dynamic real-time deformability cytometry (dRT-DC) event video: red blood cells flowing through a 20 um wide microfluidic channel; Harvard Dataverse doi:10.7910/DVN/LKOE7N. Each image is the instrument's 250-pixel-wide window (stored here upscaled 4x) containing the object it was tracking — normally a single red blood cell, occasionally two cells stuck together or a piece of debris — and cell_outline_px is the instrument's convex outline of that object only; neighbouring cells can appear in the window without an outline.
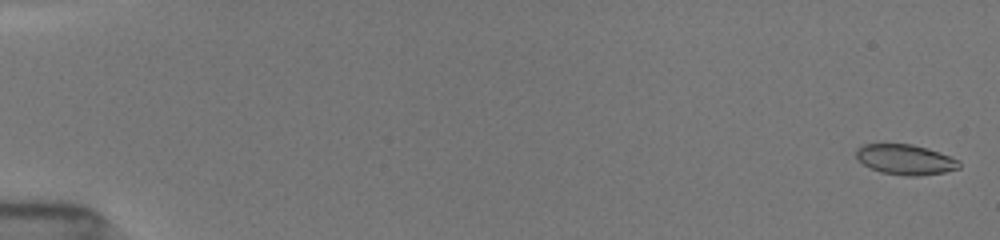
{"species": "common noctule bat (a hibernating species)", "species_latin": "Nyctalus noctula", "temperature_condition": "room temperature", "stored_images_in_passage": 13, "camera_frame_rate_fps": 3000, "um_per_image_px": 0.085, "animal": {"sex": "female", "body_mass_g": 19.5, "forearm_length_mm": 54.1}, "frame": {"image": 1, "passage_image": 2, "time_ms": 0.333, "image_size_px": [1000, 240], "cell_outline_px": [[960, 168], [944, 172], [916, 176], [908, 176], [880, 172], [864, 164], [856, 156], [856, 148], [864, 144], [912, 144], [928, 148], [960, 160]], "centroid_in_image_um": [76.98, 13.55], "position_along_channel_um": 8.0, "area_um2": 18.03}}
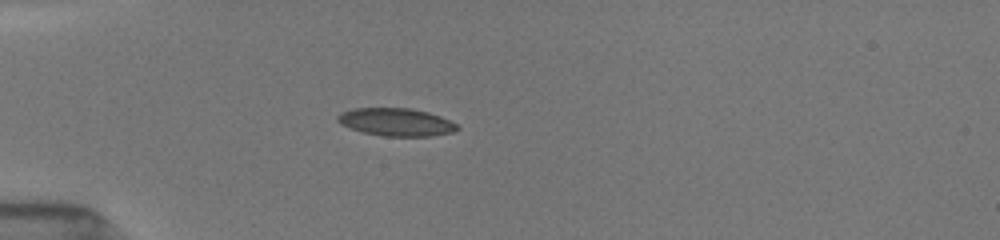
{"frame": {"image": 2, "passage_image": 10, "time_ms": 5.333, "image_size_px": [1000, 240], "cell_outline_px": [[460, 128], [456, 132], [432, 136], [384, 136], [364, 132], [340, 124], [336, 120], [336, 116], [340, 112], [352, 108], [412, 108], [428, 112], [440, 116], [456, 124]], "centroid_in_image_um": [33.67, 10.37], "position_along_channel_um": 51.3, "area_um2": 19.48}}
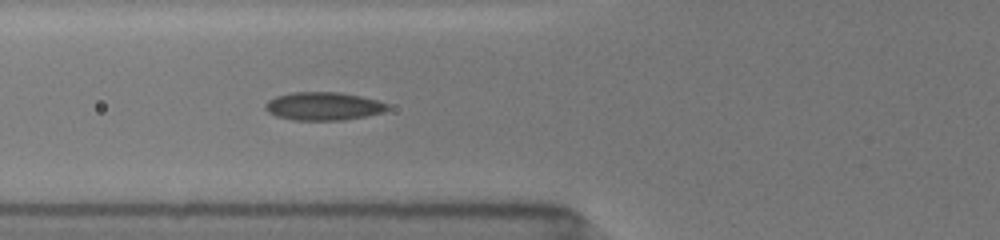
{"frame": {"image": 3, "passage_image": 13, "time_ms": 7.0, "image_size_px": [1000, 240], "cell_outline_px": [[388, 108], [384, 112], [344, 120], [292, 120], [276, 116], [268, 112], [264, 108], [264, 104], [268, 100], [276, 96], [292, 92], [340, 92], [360, 96], [376, 100], [388, 104]], "centroid_in_image_um": [27.45, 9.02], "position_along_channel_um": 98.4, "area_um2": 20.06}}